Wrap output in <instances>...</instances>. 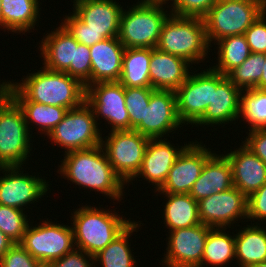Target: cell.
I'll use <instances>...</instances> for the list:
<instances>
[{
  "mask_svg": "<svg viewBox=\"0 0 266 267\" xmlns=\"http://www.w3.org/2000/svg\"><path fill=\"white\" fill-rule=\"evenodd\" d=\"M27 74L22 82L5 83V91L15 101H32L44 105L64 107L67 110L80 106L86 97L85 86L65 72L41 67ZM43 69V70H42Z\"/></svg>",
  "mask_w": 266,
  "mask_h": 267,
  "instance_id": "6da1fadb",
  "label": "cell"
},
{
  "mask_svg": "<svg viewBox=\"0 0 266 267\" xmlns=\"http://www.w3.org/2000/svg\"><path fill=\"white\" fill-rule=\"evenodd\" d=\"M59 165L57 173L72 183L100 192L108 198L123 200L126 183L114 171L101 145L71 151Z\"/></svg>",
  "mask_w": 266,
  "mask_h": 267,
  "instance_id": "7a4b0ae2",
  "label": "cell"
},
{
  "mask_svg": "<svg viewBox=\"0 0 266 267\" xmlns=\"http://www.w3.org/2000/svg\"><path fill=\"white\" fill-rule=\"evenodd\" d=\"M73 1V13L65 15L61 24L79 43L92 46L118 37L123 6L113 0Z\"/></svg>",
  "mask_w": 266,
  "mask_h": 267,
  "instance_id": "3957f363",
  "label": "cell"
},
{
  "mask_svg": "<svg viewBox=\"0 0 266 267\" xmlns=\"http://www.w3.org/2000/svg\"><path fill=\"white\" fill-rule=\"evenodd\" d=\"M103 209L84 205L71 214L75 248L92 256L102 251L133 222L120 217L116 211Z\"/></svg>",
  "mask_w": 266,
  "mask_h": 267,
  "instance_id": "277c9868",
  "label": "cell"
},
{
  "mask_svg": "<svg viewBox=\"0 0 266 267\" xmlns=\"http://www.w3.org/2000/svg\"><path fill=\"white\" fill-rule=\"evenodd\" d=\"M203 18L170 14L164 21L157 49L185 59L191 65L210 55Z\"/></svg>",
  "mask_w": 266,
  "mask_h": 267,
  "instance_id": "5b68a950",
  "label": "cell"
},
{
  "mask_svg": "<svg viewBox=\"0 0 266 267\" xmlns=\"http://www.w3.org/2000/svg\"><path fill=\"white\" fill-rule=\"evenodd\" d=\"M0 83V167L23 166L31 149L30 134L25 116L16 101Z\"/></svg>",
  "mask_w": 266,
  "mask_h": 267,
  "instance_id": "8992f818",
  "label": "cell"
},
{
  "mask_svg": "<svg viewBox=\"0 0 266 267\" xmlns=\"http://www.w3.org/2000/svg\"><path fill=\"white\" fill-rule=\"evenodd\" d=\"M265 10L261 1L218 0L203 17L210 47L211 42L215 45L222 38L244 34Z\"/></svg>",
  "mask_w": 266,
  "mask_h": 267,
  "instance_id": "52a82bcc",
  "label": "cell"
},
{
  "mask_svg": "<svg viewBox=\"0 0 266 267\" xmlns=\"http://www.w3.org/2000/svg\"><path fill=\"white\" fill-rule=\"evenodd\" d=\"M122 11L118 40L125 48H156L164 21L171 14L162 5H132ZM164 7V8H163Z\"/></svg>",
  "mask_w": 266,
  "mask_h": 267,
  "instance_id": "ba28073f",
  "label": "cell"
},
{
  "mask_svg": "<svg viewBox=\"0 0 266 267\" xmlns=\"http://www.w3.org/2000/svg\"><path fill=\"white\" fill-rule=\"evenodd\" d=\"M92 107L84 101L69 109L62 121L49 133L50 141L65 149L64 153L101 145L102 134Z\"/></svg>",
  "mask_w": 266,
  "mask_h": 267,
  "instance_id": "9c48e42d",
  "label": "cell"
},
{
  "mask_svg": "<svg viewBox=\"0 0 266 267\" xmlns=\"http://www.w3.org/2000/svg\"><path fill=\"white\" fill-rule=\"evenodd\" d=\"M41 264L62 258L75 248L72 226L44 220L28 225L19 243Z\"/></svg>",
  "mask_w": 266,
  "mask_h": 267,
  "instance_id": "30bf717a",
  "label": "cell"
},
{
  "mask_svg": "<svg viewBox=\"0 0 266 267\" xmlns=\"http://www.w3.org/2000/svg\"><path fill=\"white\" fill-rule=\"evenodd\" d=\"M148 142V137L135 130L111 131L102 138L108 161L126 184L138 173Z\"/></svg>",
  "mask_w": 266,
  "mask_h": 267,
  "instance_id": "8fae6325",
  "label": "cell"
},
{
  "mask_svg": "<svg viewBox=\"0 0 266 267\" xmlns=\"http://www.w3.org/2000/svg\"><path fill=\"white\" fill-rule=\"evenodd\" d=\"M202 71L190 72L175 91L178 116L184 125H194L212 104L213 89H217V72L210 67Z\"/></svg>",
  "mask_w": 266,
  "mask_h": 267,
  "instance_id": "7c38bea8",
  "label": "cell"
},
{
  "mask_svg": "<svg viewBox=\"0 0 266 267\" xmlns=\"http://www.w3.org/2000/svg\"><path fill=\"white\" fill-rule=\"evenodd\" d=\"M85 101L92 107L96 122L108 121L111 131L130 130L125 104V87L120 82H98L86 87ZM112 125V126H111Z\"/></svg>",
  "mask_w": 266,
  "mask_h": 267,
  "instance_id": "4fadbf2b",
  "label": "cell"
},
{
  "mask_svg": "<svg viewBox=\"0 0 266 267\" xmlns=\"http://www.w3.org/2000/svg\"><path fill=\"white\" fill-rule=\"evenodd\" d=\"M20 169L22 166L0 167L3 173L6 171L4 176H0V205L26 210L28 205L44 197L50 188L45 178L23 173Z\"/></svg>",
  "mask_w": 266,
  "mask_h": 267,
  "instance_id": "5bb4252c",
  "label": "cell"
},
{
  "mask_svg": "<svg viewBox=\"0 0 266 267\" xmlns=\"http://www.w3.org/2000/svg\"><path fill=\"white\" fill-rule=\"evenodd\" d=\"M182 125L177 112L175 91L154 89L149 105L145 106L144 120L133 130L149 139H157L168 136Z\"/></svg>",
  "mask_w": 266,
  "mask_h": 267,
  "instance_id": "9a60e30c",
  "label": "cell"
},
{
  "mask_svg": "<svg viewBox=\"0 0 266 267\" xmlns=\"http://www.w3.org/2000/svg\"><path fill=\"white\" fill-rule=\"evenodd\" d=\"M211 227L202 223L169 231L166 254L162 261L165 267H201L207 235Z\"/></svg>",
  "mask_w": 266,
  "mask_h": 267,
  "instance_id": "2e32d148",
  "label": "cell"
},
{
  "mask_svg": "<svg viewBox=\"0 0 266 267\" xmlns=\"http://www.w3.org/2000/svg\"><path fill=\"white\" fill-rule=\"evenodd\" d=\"M199 219L211 228H231L238 219H247V196L236 187L198 201Z\"/></svg>",
  "mask_w": 266,
  "mask_h": 267,
  "instance_id": "e0dca14e",
  "label": "cell"
},
{
  "mask_svg": "<svg viewBox=\"0 0 266 267\" xmlns=\"http://www.w3.org/2000/svg\"><path fill=\"white\" fill-rule=\"evenodd\" d=\"M200 143V144H199ZM211 149L202 142H189L171 167L159 193L189 194L201 174L205 162L213 155Z\"/></svg>",
  "mask_w": 266,
  "mask_h": 267,
  "instance_id": "ac0fdd59",
  "label": "cell"
},
{
  "mask_svg": "<svg viewBox=\"0 0 266 267\" xmlns=\"http://www.w3.org/2000/svg\"><path fill=\"white\" fill-rule=\"evenodd\" d=\"M168 138L149 139L144 158L138 173L129 181L143 177L154 185L157 192L165 183L168 173L179 154L188 145L179 148L173 146ZM175 147V148H174Z\"/></svg>",
  "mask_w": 266,
  "mask_h": 267,
  "instance_id": "d6986e66",
  "label": "cell"
},
{
  "mask_svg": "<svg viewBox=\"0 0 266 267\" xmlns=\"http://www.w3.org/2000/svg\"><path fill=\"white\" fill-rule=\"evenodd\" d=\"M241 90L225 75L217 72V89H213L212 104L206 108L197 126L222 125L237 121L240 113Z\"/></svg>",
  "mask_w": 266,
  "mask_h": 267,
  "instance_id": "ffe728a7",
  "label": "cell"
},
{
  "mask_svg": "<svg viewBox=\"0 0 266 267\" xmlns=\"http://www.w3.org/2000/svg\"><path fill=\"white\" fill-rule=\"evenodd\" d=\"M225 156L232 166L234 187L247 197L266 183L265 162L243 143Z\"/></svg>",
  "mask_w": 266,
  "mask_h": 267,
  "instance_id": "44dd1931",
  "label": "cell"
},
{
  "mask_svg": "<svg viewBox=\"0 0 266 267\" xmlns=\"http://www.w3.org/2000/svg\"><path fill=\"white\" fill-rule=\"evenodd\" d=\"M124 50L118 37L107 38L90 46L91 84L119 82Z\"/></svg>",
  "mask_w": 266,
  "mask_h": 267,
  "instance_id": "7402d4cb",
  "label": "cell"
},
{
  "mask_svg": "<svg viewBox=\"0 0 266 267\" xmlns=\"http://www.w3.org/2000/svg\"><path fill=\"white\" fill-rule=\"evenodd\" d=\"M190 63L183 58L152 48L150 59V87L176 91L190 74Z\"/></svg>",
  "mask_w": 266,
  "mask_h": 267,
  "instance_id": "603a6c76",
  "label": "cell"
},
{
  "mask_svg": "<svg viewBox=\"0 0 266 267\" xmlns=\"http://www.w3.org/2000/svg\"><path fill=\"white\" fill-rule=\"evenodd\" d=\"M44 37L39 43L40 57L44 58L43 67L51 71L66 72L70 65H74L78 41L62 24Z\"/></svg>",
  "mask_w": 266,
  "mask_h": 267,
  "instance_id": "cb8c5ba5",
  "label": "cell"
},
{
  "mask_svg": "<svg viewBox=\"0 0 266 267\" xmlns=\"http://www.w3.org/2000/svg\"><path fill=\"white\" fill-rule=\"evenodd\" d=\"M233 186L231 163L224 154L214 153L205 162L201 174L189 194L198 202Z\"/></svg>",
  "mask_w": 266,
  "mask_h": 267,
  "instance_id": "d4e9b609",
  "label": "cell"
},
{
  "mask_svg": "<svg viewBox=\"0 0 266 267\" xmlns=\"http://www.w3.org/2000/svg\"><path fill=\"white\" fill-rule=\"evenodd\" d=\"M165 195L163 217L168 231L190 228L201 223L198 202L187 193H160Z\"/></svg>",
  "mask_w": 266,
  "mask_h": 267,
  "instance_id": "484cf974",
  "label": "cell"
},
{
  "mask_svg": "<svg viewBox=\"0 0 266 267\" xmlns=\"http://www.w3.org/2000/svg\"><path fill=\"white\" fill-rule=\"evenodd\" d=\"M1 28L14 33L34 29L40 18V0H1ZM6 29V30H5Z\"/></svg>",
  "mask_w": 266,
  "mask_h": 267,
  "instance_id": "4316f807",
  "label": "cell"
},
{
  "mask_svg": "<svg viewBox=\"0 0 266 267\" xmlns=\"http://www.w3.org/2000/svg\"><path fill=\"white\" fill-rule=\"evenodd\" d=\"M251 224L235 234V257L239 267L266 261V229L257 222L254 225L251 221Z\"/></svg>",
  "mask_w": 266,
  "mask_h": 267,
  "instance_id": "83f0119b",
  "label": "cell"
},
{
  "mask_svg": "<svg viewBox=\"0 0 266 267\" xmlns=\"http://www.w3.org/2000/svg\"><path fill=\"white\" fill-rule=\"evenodd\" d=\"M152 48H125L119 82L124 87H150Z\"/></svg>",
  "mask_w": 266,
  "mask_h": 267,
  "instance_id": "f1b7e54d",
  "label": "cell"
},
{
  "mask_svg": "<svg viewBox=\"0 0 266 267\" xmlns=\"http://www.w3.org/2000/svg\"><path fill=\"white\" fill-rule=\"evenodd\" d=\"M142 223L133 221L118 237L108 244L102 251L94 256L95 264L102 267H136V260L132 255L129 238ZM97 261V262H96Z\"/></svg>",
  "mask_w": 266,
  "mask_h": 267,
  "instance_id": "f546056e",
  "label": "cell"
},
{
  "mask_svg": "<svg viewBox=\"0 0 266 267\" xmlns=\"http://www.w3.org/2000/svg\"><path fill=\"white\" fill-rule=\"evenodd\" d=\"M226 228H211L207 235L201 267L204 265L223 267L235 257V235L225 232ZM206 263V264H205Z\"/></svg>",
  "mask_w": 266,
  "mask_h": 267,
  "instance_id": "4dcf8cb0",
  "label": "cell"
},
{
  "mask_svg": "<svg viewBox=\"0 0 266 267\" xmlns=\"http://www.w3.org/2000/svg\"><path fill=\"white\" fill-rule=\"evenodd\" d=\"M215 44L219 46L217 48L218 59H216L218 62L211 68L225 76L231 70L240 66L251 54L244 34L222 38Z\"/></svg>",
  "mask_w": 266,
  "mask_h": 267,
  "instance_id": "1f68e13d",
  "label": "cell"
},
{
  "mask_svg": "<svg viewBox=\"0 0 266 267\" xmlns=\"http://www.w3.org/2000/svg\"><path fill=\"white\" fill-rule=\"evenodd\" d=\"M22 109L26 125L30 131V123L38 126V130L42 133L49 135V133L62 121L64 115L68 111L64 107L44 105L32 101H16Z\"/></svg>",
  "mask_w": 266,
  "mask_h": 267,
  "instance_id": "d6a6232c",
  "label": "cell"
},
{
  "mask_svg": "<svg viewBox=\"0 0 266 267\" xmlns=\"http://www.w3.org/2000/svg\"><path fill=\"white\" fill-rule=\"evenodd\" d=\"M239 117L248 122L249 131L266 129V89L241 91Z\"/></svg>",
  "mask_w": 266,
  "mask_h": 267,
  "instance_id": "836d02e7",
  "label": "cell"
},
{
  "mask_svg": "<svg viewBox=\"0 0 266 267\" xmlns=\"http://www.w3.org/2000/svg\"><path fill=\"white\" fill-rule=\"evenodd\" d=\"M264 64V53L251 52L246 60L231 70L226 77L241 91L258 88Z\"/></svg>",
  "mask_w": 266,
  "mask_h": 267,
  "instance_id": "e575fe53",
  "label": "cell"
},
{
  "mask_svg": "<svg viewBox=\"0 0 266 267\" xmlns=\"http://www.w3.org/2000/svg\"><path fill=\"white\" fill-rule=\"evenodd\" d=\"M18 208L0 205V230L14 243H20L29 225L27 213Z\"/></svg>",
  "mask_w": 266,
  "mask_h": 267,
  "instance_id": "d590c367",
  "label": "cell"
},
{
  "mask_svg": "<svg viewBox=\"0 0 266 267\" xmlns=\"http://www.w3.org/2000/svg\"><path fill=\"white\" fill-rule=\"evenodd\" d=\"M152 87H125V104L130 118V130L144 120L145 106L149 105Z\"/></svg>",
  "mask_w": 266,
  "mask_h": 267,
  "instance_id": "8d00e7d4",
  "label": "cell"
},
{
  "mask_svg": "<svg viewBox=\"0 0 266 267\" xmlns=\"http://www.w3.org/2000/svg\"><path fill=\"white\" fill-rule=\"evenodd\" d=\"M65 73L78 79L85 88L91 85L90 46L78 42L75 48L74 65H70Z\"/></svg>",
  "mask_w": 266,
  "mask_h": 267,
  "instance_id": "74e56055",
  "label": "cell"
},
{
  "mask_svg": "<svg viewBox=\"0 0 266 267\" xmlns=\"http://www.w3.org/2000/svg\"><path fill=\"white\" fill-rule=\"evenodd\" d=\"M218 0H173L172 15L203 18ZM173 7V8H172Z\"/></svg>",
  "mask_w": 266,
  "mask_h": 267,
  "instance_id": "f35d334b",
  "label": "cell"
},
{
  "mask_svg": "<svg viewBox=\"0 0 266 267\" xmlns=\"http://www.w3.org/2000/svg\"><path fill=\"white\" fill-rule=\"evenodd\" d=\"M250 51L266 54V10L244 33Z\"/></svg>",
  "mask_w": 266,
  "mask_h": 267,
  "instance_id": "ab89813d",
  "label": "cell"
},
{
  "mask_svg": "<svg viewBox=\"0 0 266 267\" xmlns=\"http://www.w3.org/2000/svg\"><path fill=\"white\" fill-rule=\"evenodd\" d=\"M40 265L41 263L19 243H14L0 259V267H39Z\"/></svg>",
  "mask_w": 266,
  "mask_h": 267,
  "instance_id": "60d3db41",
  "label": "cell"
},
{
  "mask_svg": "<svg viewBox=\"0 0 266 267\" xmlns=\"http://www.w3.org/2000/svg\"><path fill=\"white\" fill-rule=\"evenodd\" d=\"M266 220V183L247 197V221Z\"/></svg>",
  "mask_w": 266,
  "mask_h": 267,
  "instance_id": "b9f144b4",
  "label": "cell"
},
{
  "mask_svg": "<svg viewBox=\"0 0 266 267\" xmlns=\"http://www.w3.org/2000/svg\"><path fill=\"white\" fill-rule=\"evenodd\" d=\"M47 265L49 267H96L94 256L78 248H74L62 258L53 260Z\"/></svg>",
  "mask_w": 266,
  "mask_h": 267,
  "instance_id": "7bdbcfd3",
  "label": "cell"
},
{
  "mask_svg": "<svg viewBox=\"0 0 266 267\" xmlns=\"http://www.w3.org/2000/svg\"><path fill=\"white\" fill-rule=\"evenodd\" d=\"M242 143L266 164V129H255L248 133Z\"/></svg>",
  "mask_w": 266,
  "mask_h": 267,
  "instance_id": "ee69618b",
  "label": "cell"
},
{
  "mask_svg": "<svg viewBox=\"0 0 266 267\" xmlns=\"http://www.w3.org/2000/svg\"><path fill=\"white\" fill-rule=\"evenodd\" d=\"M14 242L0 230V259L13 246Z\"/></svg>",
  "mask_w": 266,
  "mask_h": 267,
  "instance_id": "f6af8a7d",
  "label": "cell"
},
{
  "mask_svg": "<svg viewBox=\"0 0 266 267\" xmlns=\"http://www.w3.org/2000/svg\"><path fill=\"white\" fill-rule=\"evenodd\" d=\"M168 1L173 2V0H138V3L164 6V4L169 3Z\"/></svg>",
  "mask_w": 266,
  "mask_h": 267,
  "instance_id": "bcb514c9",
  "label": "cell"
},
{
  "mask_svg": "<svg viewBox=\"0 0 266 267\" xmlns=\"http://www.w3.org/2000/svg\"><path fill=\"white\" fill-rule=\"evenodd\" d=\"M263 73L261 75V80L258 83V88L259 89H266V54H265V64H264V68H263Z\"/></svg>",
  "mask_w": 266,
  "mask_h": 267,
  "instance_id": "7dc6e473",
  "label": "cell"
},
{
  "mask_svg": "<svg viewBox=\"0 0 266 267\" xmlns=\"http://www.w3.org/2000/svg\"><path fill=\"white\" fill-rule=\"evenodd\" d=\"M248 267H266V261L265 262H260V263H256V264H252Z\"/></svg>",
  "mask_w": 266,
  "mask_h": 267,
  "instance_id": "c3c4849f",
  "label": "cell"
},
{
  "mask_svg": "<svg viewBox=\"0 0 266 267\" xmlns=\"http://www.w3.org/2000/svg\"><path fill=\"white\" fill-rule=\"evenodd\" d=\"M1 0H0V28H1V10H2V6H1Z\"/></svg>",
  "mask_w": 266,
  "mask_h": 267,
  "instance_id": "681fc988",
  "label": "cell"
},
{
  "mask_svg": "<svg viewBox=\"0 0 266 267\" xmlns=\"http://www.w3.org/2000/svg\"><path fill=\"white\" fill-rule=\"evenodd\" d=\"M39 267H49L47 264H41Z\"/></svg>",
  "mask_w": 266,
  "mask_h": 267,
  "instance_id": "f907efd6",
  "label": "cell"
},
{
  "mask_svg": "<svg viewBox=\"0 0 266 267\" xmlns=\"http://www.w3.org/2000/svg\"><path fill=\"white\" fill-rule=\"evenodd\" d=\"M255 1H261L266 5V0H255Z\"/></svg>",
  "mask_w": 266,
  "mask_h": 267,
  "instance_id": "816d5d0a",
  "label": "cell"
}]
</instances>
